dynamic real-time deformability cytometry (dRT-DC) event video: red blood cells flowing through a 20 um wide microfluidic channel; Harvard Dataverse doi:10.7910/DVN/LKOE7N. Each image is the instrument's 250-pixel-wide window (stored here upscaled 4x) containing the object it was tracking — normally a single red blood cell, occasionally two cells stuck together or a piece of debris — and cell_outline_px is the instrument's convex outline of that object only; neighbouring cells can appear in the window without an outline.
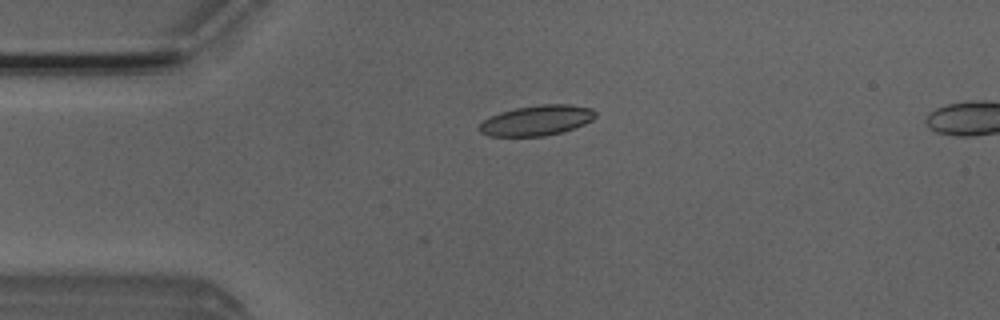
{"species": "Egyptian fruit bat (a non-hibernating species)", "species_latin": "Rousettus aegyptiacus", "temperature_condition": "room temperature", "stored_images_in_passage": 32, "camera_frame_rate_fps": 3000, "um_per_image_px": 0.085, "animal": {"sex": "male"}, "frame": {"image": 1, "passage_image": 1, "time_ms": 0.0, "image_size_px": [1000, 320], "cell_outline_px": [[596, 116], [592, 120], [584, 124], [564, 132], [544, 136], [488, 136], [480, 132], [476, 128], [484, 120], [500, 112], [516, 108], [540, 104], [568, 104], [592, 108], [596, 112]], "centroid_in_image_um": [45.63, 10.24], "position_along_channel_um": 39.4, "area_um2": 20.58}}
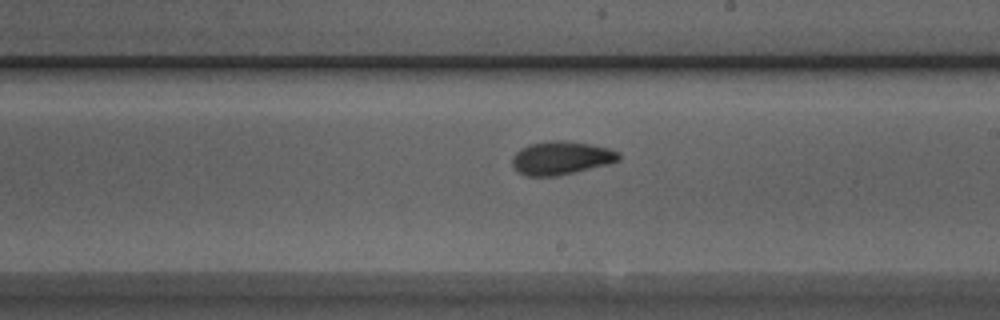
{"frame": {"image": 2, "passage_image": 18, "time_ms": 5.667, "image_size_px": [1000, 320], "cell_outline_px": [[620, 160], [608, 164], [576, 172], [556, 176], [524, 176], [516, 172], [512, 164], [512, 156], [520, 148], [528, 144], [548, 140], [564, 140], [588, 144], [608, 148], [620, 152]], "centroid_in_image_um": [47.66, 13.43], "position_along_channel_um": 241.3, "area_um2": 20.98}}
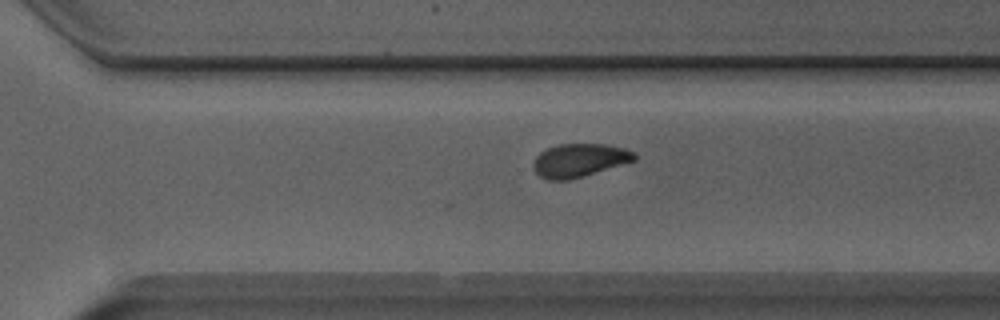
{"frame": {"image": 3, "passage_image": 24, "time_ms": 7.667, "image_size_px": [1000, 320], "cell_outline_px": [[636, 160], [568, 180], [548, 180], [540, 176], [532, 168], [532, 164], [536, 156], [540, 152], [548, 148], [560, 144], [604, 144], [624, 148], [636, 152]], "centroid_in_image_um": [49.23, 13.62], "position_along_channel_um": 321.4, "area_um2": 19.48}, "authors_computed_cell_mechanics": {"area_um2": 19.9988, "velocity_mm_per_s": 4.0082, "shape_relaxation_time_tau1_ms": null, "shape_relaxation_time_tau2_ms": 1.9797, "deformation_change_tau1": null, "deformation_change_tau2": 0.0656}}